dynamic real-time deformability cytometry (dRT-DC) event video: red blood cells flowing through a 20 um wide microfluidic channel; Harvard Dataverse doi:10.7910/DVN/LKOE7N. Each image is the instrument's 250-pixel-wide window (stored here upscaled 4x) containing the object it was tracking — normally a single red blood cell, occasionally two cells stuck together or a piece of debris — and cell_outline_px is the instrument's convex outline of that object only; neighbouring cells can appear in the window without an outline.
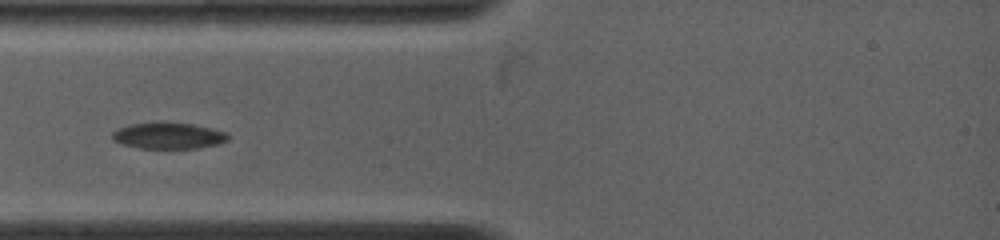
{"species": "common noctule bat (a hibernating species)", "species_latin": "Nyctalus noctula", "temperature_condition": "warm", "stored_images_in_passage": 3, "camera_frame_rate_fps": 4500, "um_per_image_px": 0.085, "animal": {"sex": "female", "body_mass_g": 19.0, "forearm_length_mm": 53.3}, "frame": {"image": 1, "passage_image": 1, "time_ms": 0.0, "image_size_px": [1000, 240], "cell_outline_px": [[228, 140], [216, 144], [200, 148], [140, 148], [124, 144], [112, 140], [112, 132], [128, 124], [160, 120], [164, 120], [192, 124], [212, 128], [228, 132]], "centroid_in_image_um": [14.31, 11.5], "position_along_channel_um": 70.7, "area_um2": 18.15}}
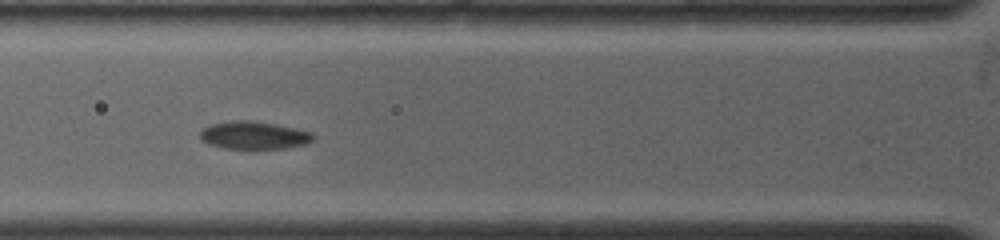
{"frame": {"image": 2, "passage_image": 2, "time_ms": 0.889, "image_size_px": [1000, 240], "cell_outline_px": [[316, 136], [312, 140], [304, 144], [284, 148], [256, 152], [244, 152], [224, 148], [200, 140], [200, 132], [204, 128], [212, 124], [232, 120], [252, 120], [276, 124], [296, 128], [312, 132]], "centroid_in_image_um": [21.59, 11.55], "position_along_channel_um": 104.2, "area_um2": 19.19}}
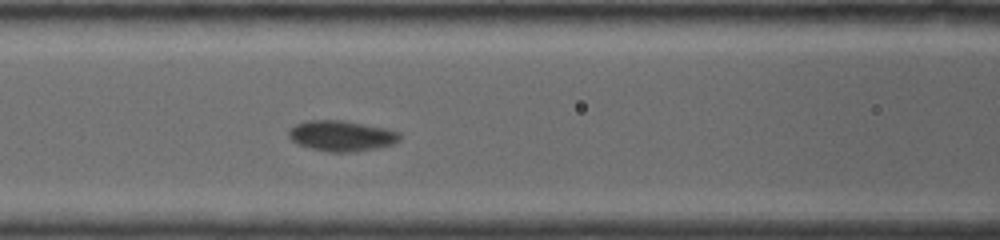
{"frame": {"image": 3, "passage_image": 3, "time_ms": 1.778, "image_size_px": [1000, 240], "cell_outline_px": [[400, 140], [392, 144], [376, 148], [348, 152], [328, 152], [296, 144], [288, 136], [288, 132], [296, 124], [308, 120], [340, 120], [384, 128], [400, 132]], "centroid_in_image_um": [29.01, 11.55], "position_along_channel_um": 137.6, "area_um2": 19.54}}